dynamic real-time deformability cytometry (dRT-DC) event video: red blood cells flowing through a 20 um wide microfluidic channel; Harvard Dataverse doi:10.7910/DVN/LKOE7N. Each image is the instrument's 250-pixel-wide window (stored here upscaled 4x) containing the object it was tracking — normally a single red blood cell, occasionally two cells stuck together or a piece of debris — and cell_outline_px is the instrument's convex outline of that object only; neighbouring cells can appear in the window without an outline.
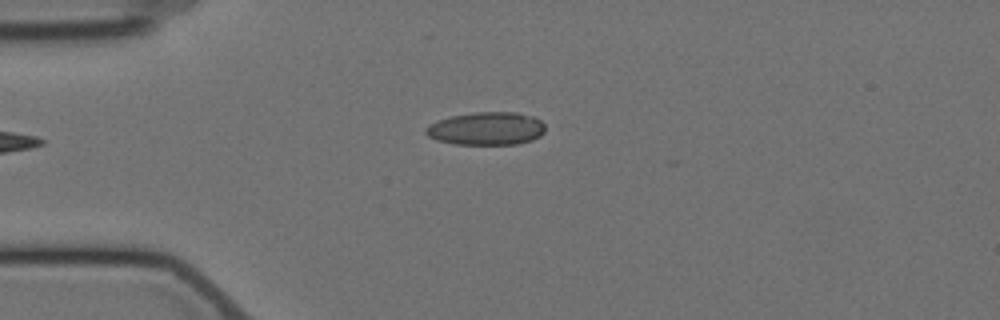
{"species": "Egyptian fruit bat (a non-hibernating species)", "species_latin": "Rousettus aegyptiacus", "temperature_condition": "cold", "stored_images_in_passage": 1, "camera_frame_rate_fps": 3000, "um_per_image_px": 0.085, "animal": {"sex": "female"}, "frame": {"image": 1, "passage_image": 1, "time_ms": 0.0, "image_size_px": [1000, 320], "cell_outline_px": [[544, 132], [540, 136], [532, 140], [516, 144], [452, 144], [436, 140], [428, 136], [424, 132], [424, 128], [428, 124], [452, 116], [476, 112], [516, 112], [532, 116], [540, 120], [544, 124]], "centroid_in_image_um": [41.33, 10.93], "position_along_channel_um": 43.7, "area_um2": 23.0}}